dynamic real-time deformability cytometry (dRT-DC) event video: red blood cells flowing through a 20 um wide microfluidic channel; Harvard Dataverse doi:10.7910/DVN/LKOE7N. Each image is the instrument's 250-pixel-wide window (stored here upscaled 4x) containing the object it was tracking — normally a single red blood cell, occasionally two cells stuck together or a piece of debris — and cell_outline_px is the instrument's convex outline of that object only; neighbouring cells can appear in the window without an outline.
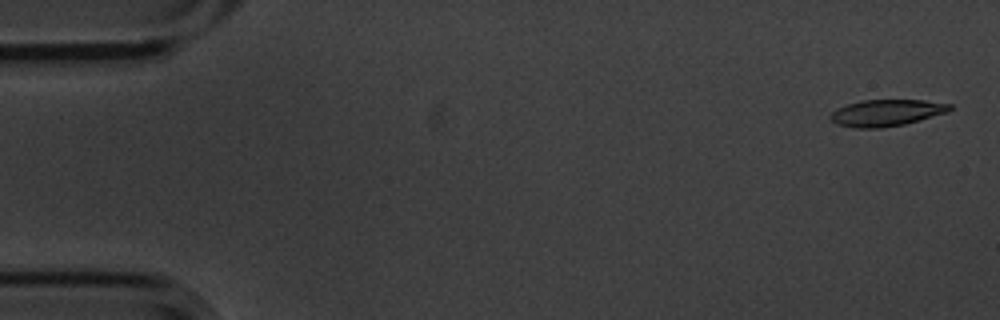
{"species": "common noctule bat (a hibernating species)", "species_latin": "Nyctalus noctula", "temperature_condition": "cold", "stored_images_in_passage": 4, "camera_frame_rate_fps": 3000, "um_per_image_px": 0.085, "animal": {"sex": "male", "body_mass_g": 20.1, "forearm_length_mm": 53.5}, "frame": {"image": 1, "passage_image": 1, "time_ms": 0.0, "image_size_px": [1000, 320], "cell_outline_px": [[952, 108], [948, 112], [904, 124], [880, 128], [856, 128], [836, 124], [828, 116], [836, 108], [860, 100], [924, 100], [952, 104]], "centroid_in_image_um": [75.33, 9.58], "position_along_channel_um": 9.7, "area_um2": 18.5}}
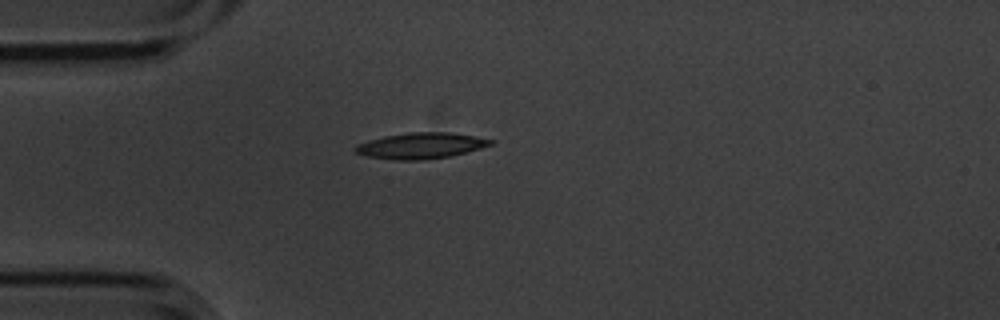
{"frame": {"image": 2, "passage_image": 4, "time_ms": 1.0, "image_size_px": [1000, 320], "cell_outline_px": [[496, 140], [492, 144], [480, 148], [448, 156], [424, 160], [396, 160], [368, 156], [352, 152], [352, 148], [356, 144], [368, 140], [384, 136], [408, 132], [448, 132]], "centroid_in_image_um": [35.69, 12.38], "position_along_channel_um": 49.3, "area_um2": 20.4}}